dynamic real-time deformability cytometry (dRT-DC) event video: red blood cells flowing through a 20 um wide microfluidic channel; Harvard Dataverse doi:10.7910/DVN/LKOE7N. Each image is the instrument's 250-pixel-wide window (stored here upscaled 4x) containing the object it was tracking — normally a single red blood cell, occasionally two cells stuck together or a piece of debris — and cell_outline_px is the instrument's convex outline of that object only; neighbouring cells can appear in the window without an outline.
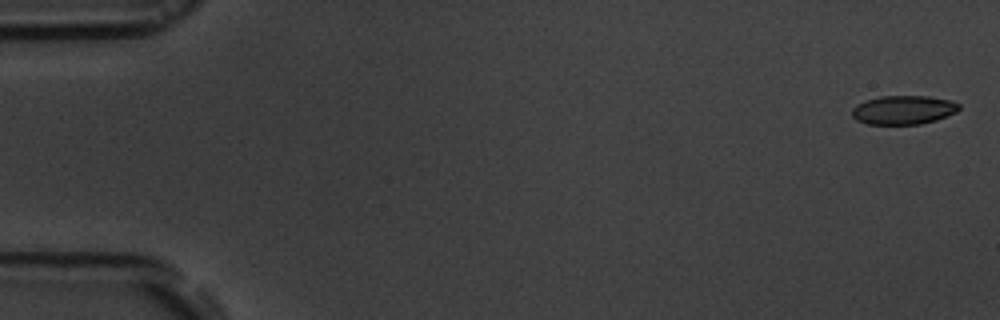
{"species": "common noctule bat (a hibernating species)", "species_latin": "Nyctalus noctula", "temperature_condition": "room temperature", "stored_images_in_passage": 54, "camera_frame_rate_fps": 3000, "um_per_image_px": 0.085, "animal": {"sex": "male", "body_mass_g": 19.5, "forearm_length_mm": 54.6}, "frame": {"image": 1, "passage_image": 1, "time_ms": 0.0, "image_size_px": [1000, 320], "cell_outline_px": [[960, 108], [956, 112], [936, 120], [920, 124], [868, 124], [856, 120], [852, 116], [852, 108], [856, 104], [864, 100], [880, 96], [928, 96], [952, 100], [960, 104]], "centroid_in_image_um": [76.78, 9.33], "position_along_channel_um": 8.2, "area_um2": 18.15}}
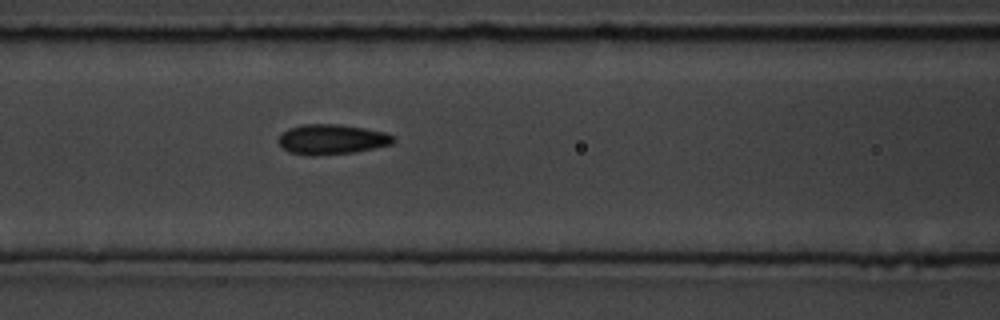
{"frame": {"image": 2, "passage_image": 23, "time_ms": 7.333, "image_size_px": [1000, 320], "cell_outline_px": [[396, 140], [392, 144], [356, 152], [312, 156], [308, 156], [288, 152], [276, 140], [288, 128], [304, 124], [336, 124], [364, 128], [384, 132], [392, 136]], "centroid_in_image_um": [28.18, 11.85], "position_along_channel_um": 138.4, "area_um2": 20.11}}
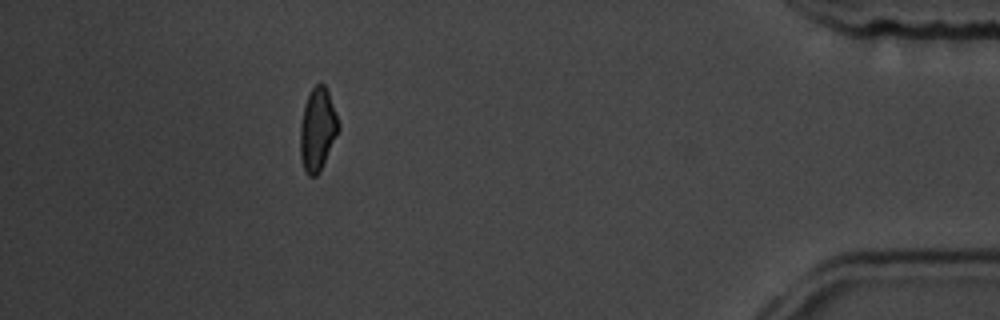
{"frame": {"image": 3, "passage_image": 49, "time_ms": 16.0, "image_size_px": [1000, 320], "cell_outline_px": [[340, 128], [320, 172], [316, 176], [308, 176], [304, 168], [300, 156], [300, 124], [304, 104], [312, 88], [316, 84], [324, 84], [328, 92], [340, 124]], "centroid_in_image_um": [26.99, 11.02], "position_along_channel_um": 408.2, "area_um2": 18.44}, "authors_computed_cell_mechanics": {"area_um2": 18.8428, "velocity_mm_per_s": 3.7318, "shape_relaxation_time_tau1_ms": 2.2946, "shape_relaxation_time_tau2_ms": 1.8692, "deformation_change_tau1": 0.1114, "deformation_change_tau2": 0.0937}}